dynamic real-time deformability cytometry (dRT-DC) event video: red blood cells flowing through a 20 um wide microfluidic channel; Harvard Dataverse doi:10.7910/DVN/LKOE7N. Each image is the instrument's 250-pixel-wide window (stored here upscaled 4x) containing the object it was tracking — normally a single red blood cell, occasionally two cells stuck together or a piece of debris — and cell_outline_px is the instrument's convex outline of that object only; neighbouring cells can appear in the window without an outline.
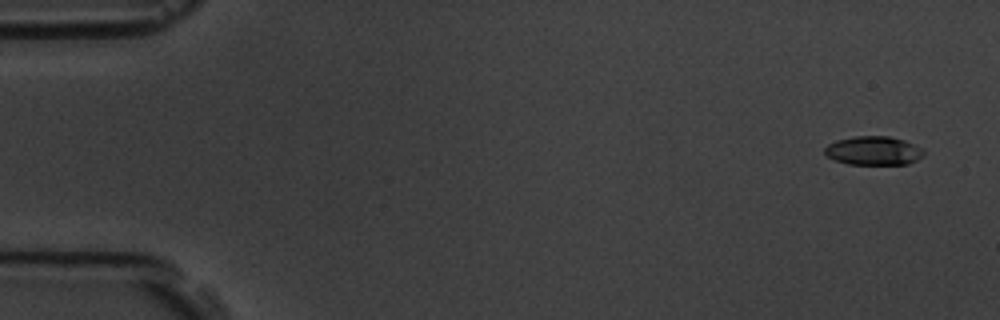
{"species": "common noctule bat (a hibernating species)", "species_latin": "Nyctalus noctula", "temperature_condition": "room temperature", "stored_images_in_passage": 5, "camera_frame_rate_fps": 3000, "um_per_image_px": 0.085, "animal": {"sex": "male", "body_mass_g": 19.5, "forearm_length_mm": 54.6}, "frame": {"image": 1, "passage_image": 1, "time_ms": 0.0, "image_size_px": [1000, 320], "cell_outline_px": [[924, 156], [908, 164], [848, 164], [836, 160], [828, 156], [824, 152], [824, 148], [828, 144], [836, 140], [856, 136], [888, 136], [904, 140], [924, 148]], "centroid_in_image_um": [74.28, 12.8], "position_along_channel_um": 10.7, "area_um2": 16.65}}
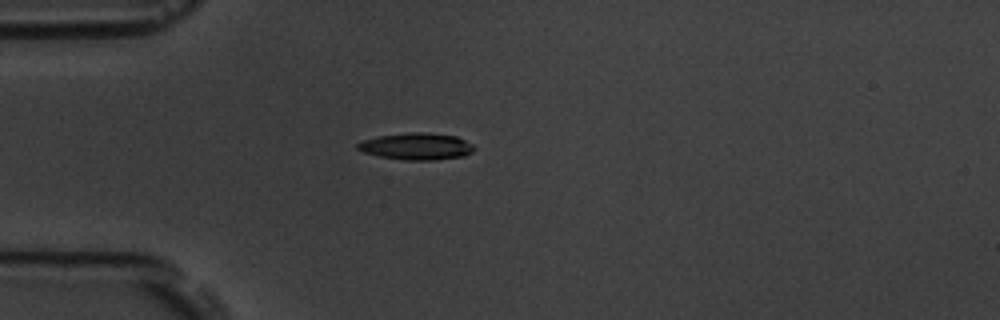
{"frame": {"image": 2, "passage_image": 5, "time_ms": 4.333, "image_size_px": [1000, 320], "cell_outline_px": [[476, 148], [472, 152], [464, 156], [432, 160], [404, 160], [380, 156], [364, 152], [356, 148], [356, 144], [364, 140], [380, 136], [412, 132], [424, 132], [456, 136], [472, 144]], "centroid_in_image_um": [35.43, 12.44], "position_along_channel_um": 49.6, "area_um2": 18.03}}